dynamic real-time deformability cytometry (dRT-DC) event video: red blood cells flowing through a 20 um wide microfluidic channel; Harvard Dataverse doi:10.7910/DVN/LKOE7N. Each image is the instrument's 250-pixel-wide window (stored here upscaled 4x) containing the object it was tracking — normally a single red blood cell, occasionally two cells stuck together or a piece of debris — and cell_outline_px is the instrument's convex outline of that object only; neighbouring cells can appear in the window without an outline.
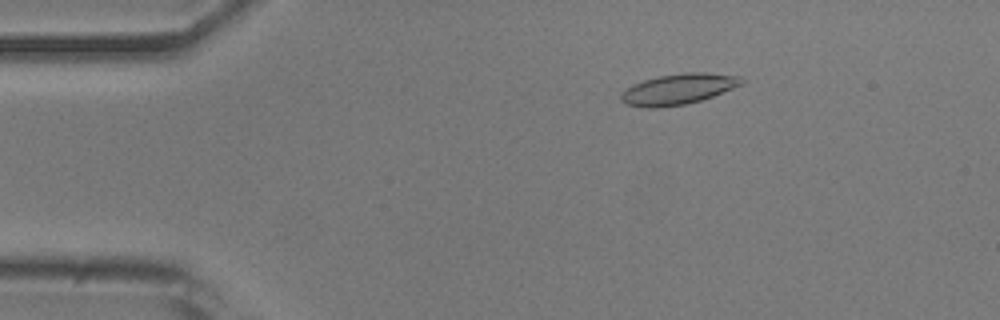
{"species": "common noctule bat (a hibernating species)", "species_latin": "Nyctalus noctula", "temperature_condition": "room temperature", "stored_images_in_passage": 47, "camera_frame_rate_fps": 3000, "um_per_image_px": 0.085, "animal": {"sex": "male", "body_mass_g": 20.5, "forearm_length_mm": 52.5}, "frame": {"image": 1, "passage_image": 3, "time_ms": 0.667, "image_size_px": [1000, 320], "cell_outline_px": [[744, 84], [712, 96], [700, 100], [684, 104], [656, 108], [644, 108], [628, 104], [620, 100], [620, 92], [632, 84], [644, 80], [660, 76], [684, 72], [704, 72], [740, 76], [744, 80]], "centroid_in_image_um": [57.64, 7.57], "position_along_channel_um": 27.4, "area_um2": 21.56}}
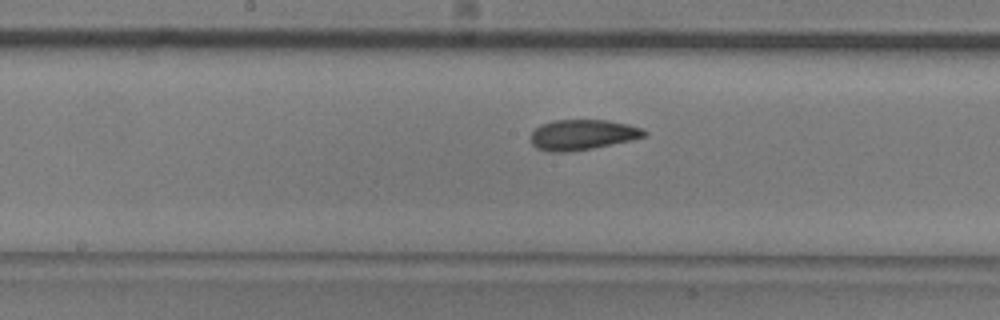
{"frame": {"image": 2, "passage_image": 21, "time_ms": 6.667, "image_size_px": [1000, 320], "cell_outline_px": [[648, 136], [632, 140], [592, 148], [564, 152], [552, 152], [536, 148], [532, 144], [532, 132], [540, 124], [552, 120], [608, 120], [628, 124], [644, 128], [648, 132]], "centroid_in_image_um": [49.56, 11.44], "position_along_channel_um": 198.6, "area_um2": 20.17}}
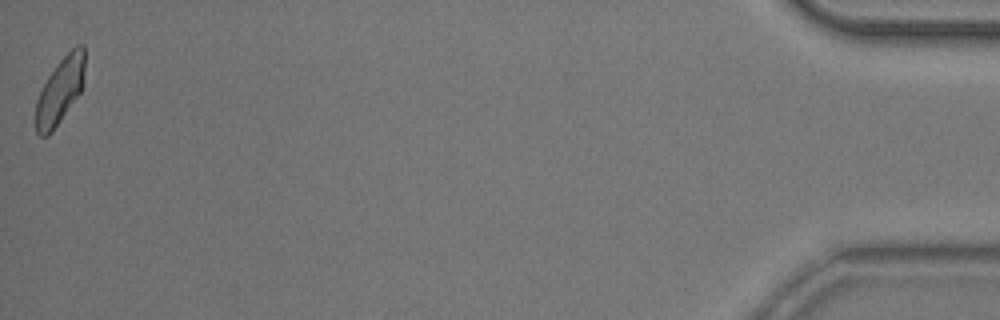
{"frame": {"image": 3, "passage_image": 47, "time_ms": 15.333, "image_size_px": [1000, 320], "cell_outline_px": [[84, 72], [80, 92], [52, 132], [48, 136], [40, 136], [36, 132], [36, 100], [48, 76], [56, 64], [76, 44], [84, 44]], "centroid_in_image_um": [5.09, 7.69], "position_along_channel_um": 430.1, "area_um2": 18.61}, "authors_computed_cell_mechanics": {"area_um2": 20.1722, "velocity_mm_per_s": 3.804, "shape_relaxation_time_tau1_ms": 3.0903, "shape_relaxation_time_tau2_ms": 2.366, "deformation_change_tau1": 0.1256, "deformation_change_tau2": 0.0558}}